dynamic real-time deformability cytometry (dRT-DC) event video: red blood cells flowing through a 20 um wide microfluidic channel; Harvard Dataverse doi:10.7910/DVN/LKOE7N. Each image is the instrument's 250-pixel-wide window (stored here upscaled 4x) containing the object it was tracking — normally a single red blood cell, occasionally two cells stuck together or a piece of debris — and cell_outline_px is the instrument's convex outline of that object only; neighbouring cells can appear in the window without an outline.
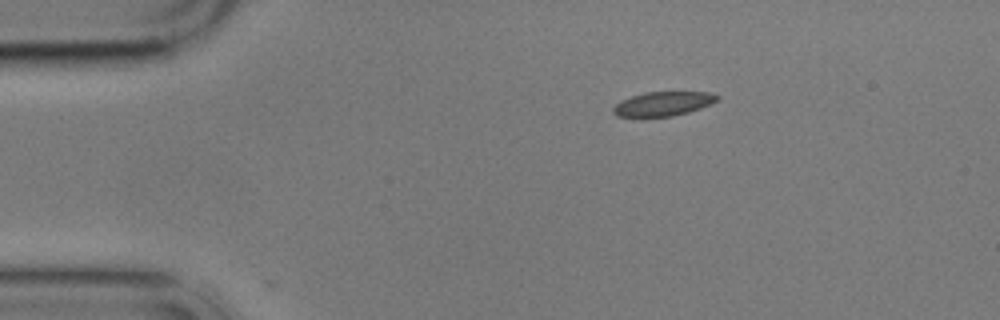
{"species": "common noctule bat (a hibernating species)", "species_latin": "Nyctalus noctula", "temperature_condition": "cold", "stored_images_in_passage": 3, "camera_frame_rate_fps": 3000, "um_per_image_px": 0.085, "animal": {"sex": "male", "body_mass_g": 17.9}, "frame": {"image": 1, "passage_image": 1, "time_ms": 0.0, "image_size_px": [1000, 320], "cell_outline_px": [[720, 100], [700, 108], [688, 112], [672, 116], [640, 120], [616, 116], [612, 112], [612, 108], [620, 100], [644, 92], [708, 92], [720, 96]], "centroid_in_image_um": [56.28, 8.87], "position_along_channel_um": 28.7, "area_um2": 15.43}}
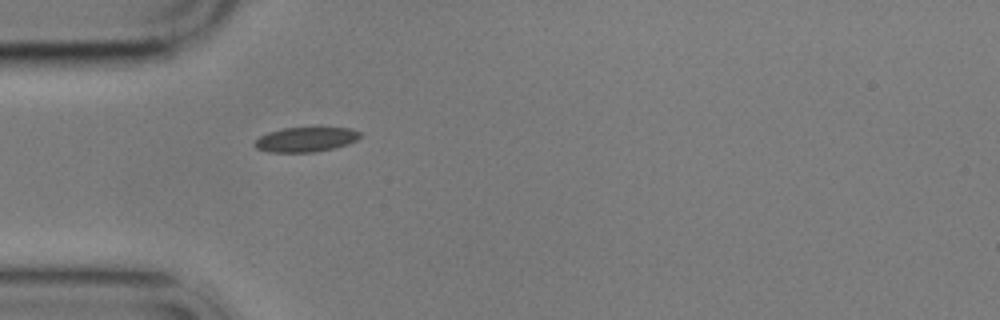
{"frame": {"image": 2, "passage_image": 3, "time_ms": 2.333, "image_size_px": [1000, 320], "cell_outline_px": [[360, 136], [356, 140], [348, 144], [336, 148], [316, 152], [268, 152], [256, 148], [252, 144], [260, 136], [268, 132], [284, 128], [352, 128], [360, 132]], "centroid_in_image_um": [25.98, 11.86], "position_along_channel_um": 59.0, "area_um2": 15.2}}